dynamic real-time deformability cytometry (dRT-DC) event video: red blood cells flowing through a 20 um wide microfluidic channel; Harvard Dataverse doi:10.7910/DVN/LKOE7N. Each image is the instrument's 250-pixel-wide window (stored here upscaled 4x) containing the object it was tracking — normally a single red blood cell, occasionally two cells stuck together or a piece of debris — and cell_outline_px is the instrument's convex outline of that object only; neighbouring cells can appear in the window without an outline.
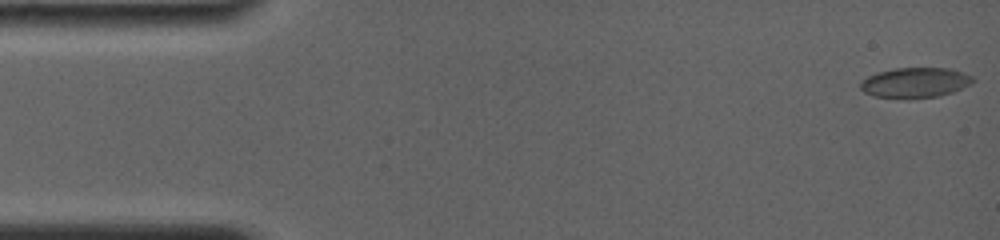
{"species": "common noctule bat (a hibernating species)", "species_latin": "Nyctalus noctula", "temperature_condition": "room temperature", "stored_images_in_passage": 37, "camera_frame_rate_fps": 4000, "um_per_image_px": 0.085, "animal": {"sex": "female", "body_mass_g": 19.0, "forearm_length_mm": 56.7}, "frame": {"image": 1, "passage_image": 1, "time_ms": 0.0, "image_size_px": [1000, 240], "cell_outline_px": [[976, 80], [972, 84], [952, 92], [936, 96], [908, 100], [876, 96], [864, 92], [860, 88], [860, 80], [876, 72], [896, 68], [948, 68], [972, 76]], "centroid_in_image_um": [77.76, 7.04], "position_along_channel_um": 7.2, "area_um2": 20.0}}
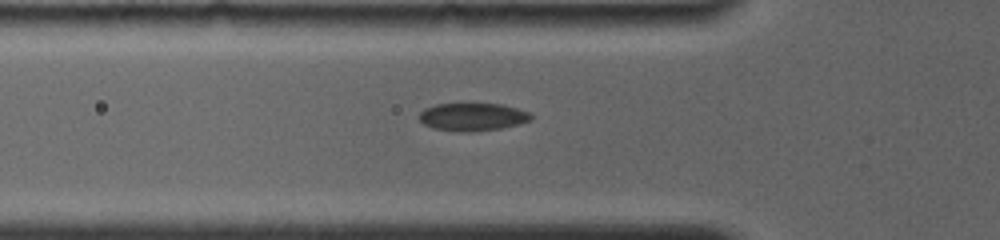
{"frame": {"image": 2, "passage_image": 22, "time_ms": 5.25, "image_size_px": [1000, 240], "cell_outline_px": [[532, 120], [520, 124], [500, 128], [472, 132], [456, 132], [432, 128], [424, 124], [416, 116], [424, 108], [436, 104], [500, 104], [516, 108], [528, 112], [532, 116]], "centroid_in_image_um": [40.13, 9.95], "position_along_channel_um": 85.7, "area_um2": 18.26}}
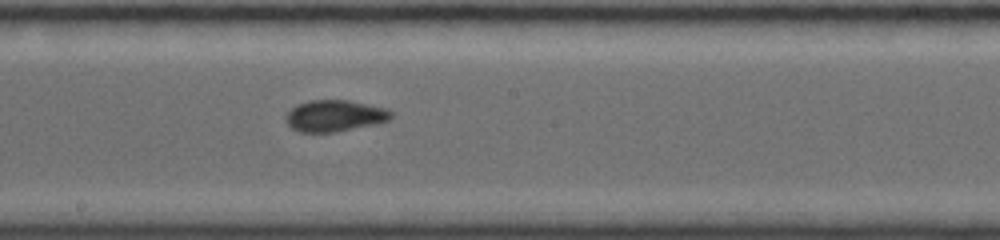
{"frame": {"image": 3, "passage_image": 37, "time_ms": 8.75, "image_size_px": [1000, 240], "cell_outline_px": [[392, 116], [388, 120], [376, 124], [336, 132], [300, 132], [292, 128], [288, 124], [284, 116], [296, 104], [308, 100], [348, 100], [388, 108], [392, 112]], "centroid_in_image_um": [28.45, 9.84], "position_along_channel_um": 219.8, "area_um2": 19.42}}